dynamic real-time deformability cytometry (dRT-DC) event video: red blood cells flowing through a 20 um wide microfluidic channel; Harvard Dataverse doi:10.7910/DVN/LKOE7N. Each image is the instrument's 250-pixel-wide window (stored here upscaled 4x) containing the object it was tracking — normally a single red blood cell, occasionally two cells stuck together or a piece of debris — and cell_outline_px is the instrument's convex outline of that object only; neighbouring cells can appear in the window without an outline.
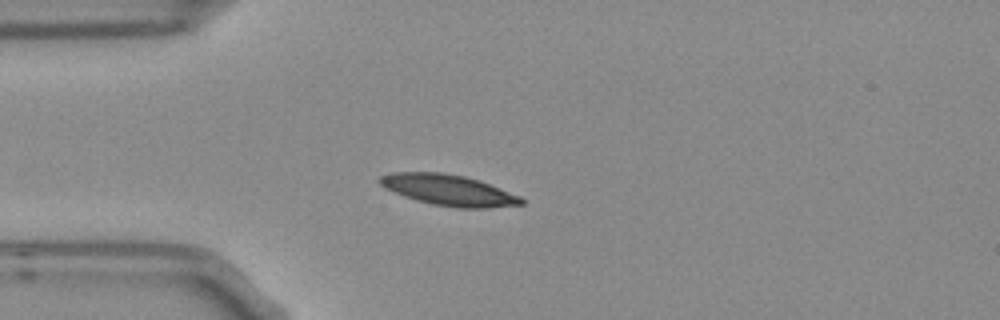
{"species": "Egyptian fruit bat (a non-hibernating species)", "species_latin": "Rousettus aegyptiacus", "temperature_condition": "room temperature", "stored_images_in_passage": 4, "camera_frame_rate_fps": 3000, "um_per_image_px": 0.085, "frame": {"image": 1, "passage_image": 4, "time_ms": 1.0, "image_size_px": [1000, 320], "cell_outline_px": [[524, 204], [488, 208], [460, 208], [432, 204], [416, 200], [404, 196], [384, 188], [380, 184], [380, 176], [392, 172], [440, 172], [464, 176], [488, 184], [520, 196], [524, 200]], "centroid_in_image_um": [38.11, 16.16], "position_along_channel_um": 46.9, "area_um2": 25.2}}